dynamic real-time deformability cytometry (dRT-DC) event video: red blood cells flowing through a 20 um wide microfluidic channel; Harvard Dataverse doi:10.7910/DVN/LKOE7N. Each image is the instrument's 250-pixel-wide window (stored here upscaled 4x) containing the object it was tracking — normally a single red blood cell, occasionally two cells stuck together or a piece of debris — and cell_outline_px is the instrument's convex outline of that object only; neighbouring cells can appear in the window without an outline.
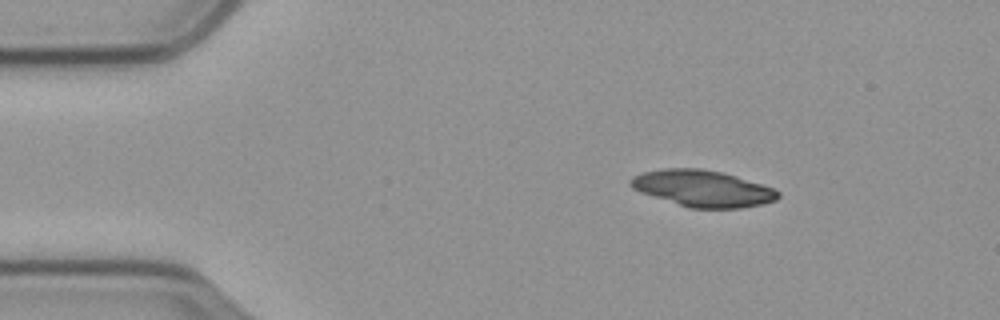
{"species": "common noctule bat (a hibernating species)", "species_latin": "Nyctalus noctula", "temperature_condition": "cold", "stored_images_in_passage": 50, "camera_frame_rate_fps": 3000, "um_per_image_px": 0.085, "animal": {"sex": "male", "body_mass_g": 23.1, "forearm_length_mm": 52.7}, "frame": {"image": 1, "passage_image": 1, "time_ms": 0.0, "image_size_px": [1000, 320], "cell_outline_px": [[780, 196], [776, 200], [764, 204], [740, 208], [688, 208], [640, 192], [632, 188], [628, 184], [628, 180], [632, 176], [644, 172], [664, 168], [700, 168], [720, 172], [736, 176], [772, 188], [780, 192]], "centroid_in_image_um": [59.69, 16.02], "position_along_channel_um": 25.3, "area_um2": 31.33}}